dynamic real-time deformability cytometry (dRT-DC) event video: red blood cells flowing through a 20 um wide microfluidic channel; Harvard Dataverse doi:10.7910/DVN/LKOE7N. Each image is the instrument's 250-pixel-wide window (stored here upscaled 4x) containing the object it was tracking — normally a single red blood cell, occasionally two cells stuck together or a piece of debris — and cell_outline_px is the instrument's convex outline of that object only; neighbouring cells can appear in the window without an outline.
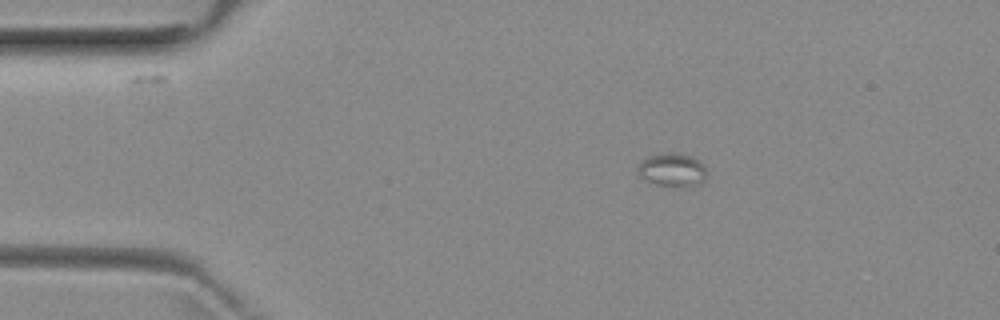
{"species": "common noctule bat (a hibernating species)", "species_latin": "Nyctalus noctula", "temperature_condition": "room temperature", "stored_images_in_passage": 2, "camera_frame_rate_fps": 3000, "um_per_image_px": 0.085, "animal": {"sex": "female", "body_mass_g": 29.2, "forearm_length_mm": 56.3}, "frame": {"image": 1, "passage_image": 1, "time_ms": 0.0, "image_size_px": [1000, 320], "cell_outline_px": [[708, 172], [704, 180], [700, 184], [692, 188], [656, 184], [640, 176], [640, 164], [648, 156], [668, 152], [676, 152], [692, 156], [704, 164]], "centroid_in_image_um": [57.25, 14.44], "position_along_channel_um": 27.7, "area_um2": 13.47}}